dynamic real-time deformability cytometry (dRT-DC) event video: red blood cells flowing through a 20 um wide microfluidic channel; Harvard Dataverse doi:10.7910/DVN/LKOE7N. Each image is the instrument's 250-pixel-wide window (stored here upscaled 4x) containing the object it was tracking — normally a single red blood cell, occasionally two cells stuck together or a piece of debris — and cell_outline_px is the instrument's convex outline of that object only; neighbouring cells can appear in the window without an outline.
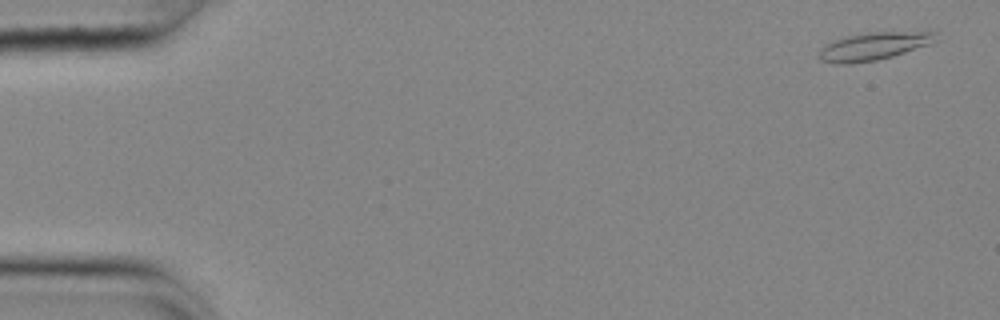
{"species": "common noctule bat (a hibernating species)", "species_latin": "Nyctalus noctula", "temperature_condition": "cold", "stored_images_in_passage": 56, "camera_frame_rate_fps": 3000, "um_per_image_px": 0.085, "animal": {"sex": "female", "body_mass_g": 25.1}, "frame": {"image": 1, "passage_image": 3, "time_ms": 0.667, "image_size_px": [1000, 320], "cell_outline_px": [[936, 40], [928, 44], [892, 56], [876, 60], [844, 64], [840, 64], [820, 60], [816, 56], [820, 48], [836, 40], [848, 36], [868, 32], [936, 32]], "centroid_in_image_um": [74.2, 3.93], "position_along_channel_um": 10.8, "area_um2": 18.44}}
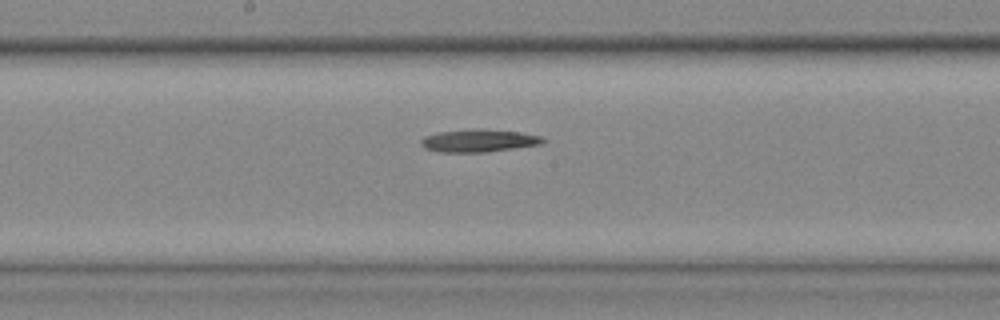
{"frame": {"image": 2, "passage_image": 30, "time_ms": 9.667, "image_size_px": [1000, 320], "cell_outline_px": [[544, 140], [540, 144], [488, 152], [436, 152], [424, 148], [420, 144], [420, 140], [424, 136], [436, 132], [476, 128], [520, 132], [540, 136]], "centroid_in_image_um": [40.6, 11.95], "position_along_channel_um": 207.6, "area_um2": 16.18}}
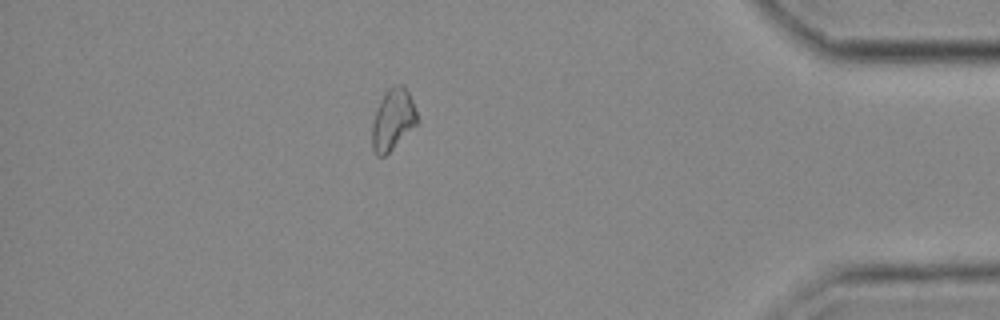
{"frame": {"image": 3, "passage_image": 49, "time_ms": 16.0, "image_size_px": [1000, 320], "cell_outline_px": [[416, 124], [384, 156], [376, 156], [372, 148], [372, 120], [376, 108], [384, 92], [388, 88], [400, 84], [404, 84], [412, 100], [416, 112]], "centroid_in_image_um": [33.35, 10.13], "position_along_channel_um": 401.9, "area_um2": 15.84}}